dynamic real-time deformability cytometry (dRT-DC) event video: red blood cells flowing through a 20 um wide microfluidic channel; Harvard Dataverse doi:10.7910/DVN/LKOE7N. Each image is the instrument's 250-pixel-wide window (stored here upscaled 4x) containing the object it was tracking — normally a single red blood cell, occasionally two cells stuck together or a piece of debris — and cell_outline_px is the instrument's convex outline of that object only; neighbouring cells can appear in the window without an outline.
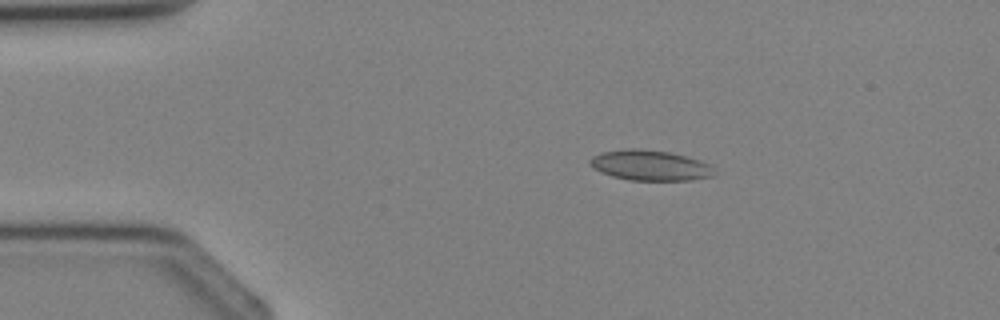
{"species": "Egyptian fruit bat (a non-hibernating species)", "species_latin": "Rousettus aegyptiacus", "temperature_condition": "cold", "stored_images_in_passage": 2, "camera_frame_rate_fps": 3000, "um_per_image_px": 0.085, "animal": {"sex": "female"}, "frame": {"image": 1, "passage_image": 1, "time_ms": 0.0, "image_size_px": [1000, 320], "cell_outline_px": [[716, 172], [712, 176], [692, 180], [628, 180], [612, 176], [592, 168], [588, 164], [588, 160], [592, 156], [600, 152], [624, 148], [640, 148], [668, 152], [700, 160], [708, 164]], "centroid_in_image_um": [55.19, 14.04], "position_along_channel_um": 29.8, "area_um2": 22.14}}